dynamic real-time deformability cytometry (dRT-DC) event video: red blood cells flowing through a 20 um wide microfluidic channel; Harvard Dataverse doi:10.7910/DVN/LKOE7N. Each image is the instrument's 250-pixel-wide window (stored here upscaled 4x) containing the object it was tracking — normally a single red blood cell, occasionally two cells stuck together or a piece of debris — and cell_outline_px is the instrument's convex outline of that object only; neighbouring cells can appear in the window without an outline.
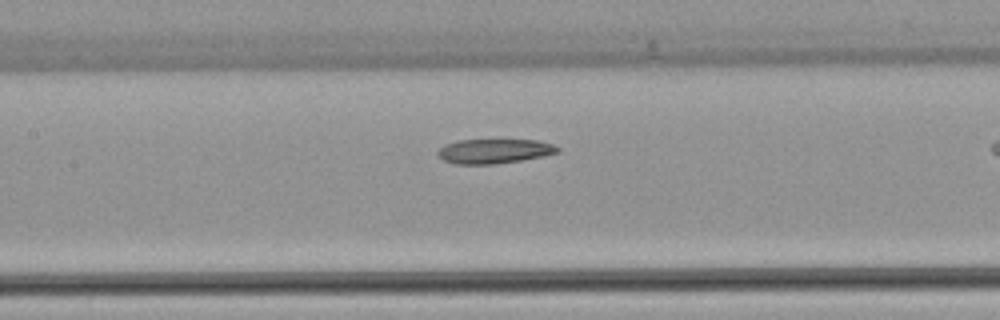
{"species": "common noctule bat (a hibernating species)", "species_latin": "Nyctalus noctula", "temperature_condition": "warm", "stored_images_in_passage": 28, "camera_frame_rate_fps": 3000, "um_per_image_px": 0.085, "animal": {"sex": "female", "body_mass_g": 22.7, "forearm_length_mm": 54.2}, "frame": {"image": 1, "passage_image": 13, "time_ms": 4.0, "image_size_px": [1000, 320], "cell_outline_px": [[560, 152], [544, 156], [520, 160], [492, 164], [456, 164], [444, 160], [436, 152], [444, 144], [460, 140], [536, 140], [552, 144], [560, 148]], "centroid_in_image_um": [42.02, 12.84], "position_along_channel_um": 165.4, "area_um2": 16.99}}
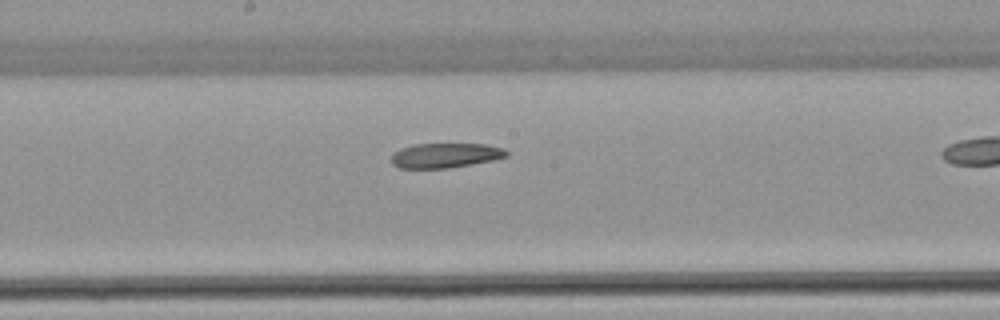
{"frame": {"image": 2, "passage_image": 16, "time_ms": 5.0, "image_size_px": [1000, 320], "cell_outline_px": [[508, 156], [492, 160], [472, 164], [448, 168], [400, 168], [392, 164], [392, 152], [400, 148], [412, 144], [484, 144], [504, 148], [508, 152]], "centroid_in_image_um": [37.83, 13.2], "position_along_channel_um": 210.4, "area_um2": 16.65}}
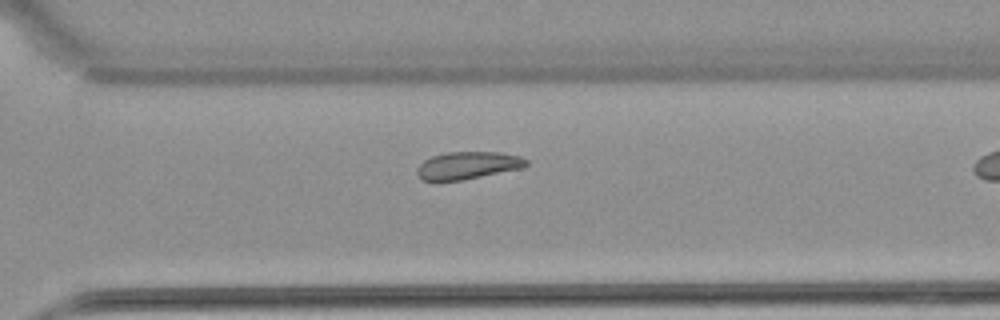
{"frame": {"image": 3, "passage_image": 24, "time_ms": 7.667, "image_size_px": [1000, 320], "cell_outline_px": [[528, 164], [520, 168], [460, 180], [420, 180], [416, 172], [416, 168], [424, 160], [432, 156], [448, 152], [500, 152], [520, 156], [528, 160]], "centroid_in_image_um": [39.73, 14.04], "position_along_channel_um": 330.9, "area_um2": 17.22}}